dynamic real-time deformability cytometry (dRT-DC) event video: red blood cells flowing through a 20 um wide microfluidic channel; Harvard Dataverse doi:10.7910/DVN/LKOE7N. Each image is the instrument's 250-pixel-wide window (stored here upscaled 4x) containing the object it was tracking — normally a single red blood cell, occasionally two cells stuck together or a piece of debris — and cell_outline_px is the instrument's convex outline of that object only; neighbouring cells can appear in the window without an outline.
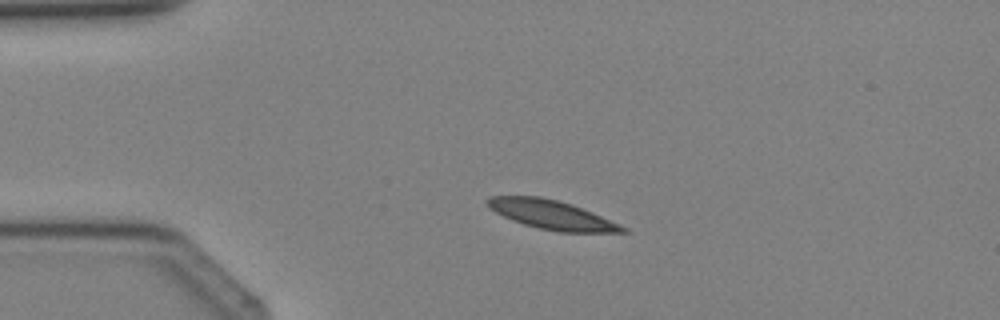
{"species": "Egyptian fruit bat (a non-hibernating species)", "species_latin": "Rousettus aegyptiacus", "temperature_condition": "cold", "stored_images_in_passage": 2, "camera_frame_rate_fps": 3000, "um_per_image_px": 0.085, "animal": {"sex": "female"}, "frame": {"image": 1, "passage_image": 2, "time_ms": 1.0, "image_size_px": [1000, 320], "cell_outline_px": [[628, 232], [556, 232], [524, 224], [512, 220], [488, 208], [484, 200], [488, 196], [540, 196], [572, 204], [592, 212], [620, 224], [628, 228]], "centroid_in_image_um": [46.87, 18.25], "position_along_channel_um": 38.1, "area_um2": 22.83}}